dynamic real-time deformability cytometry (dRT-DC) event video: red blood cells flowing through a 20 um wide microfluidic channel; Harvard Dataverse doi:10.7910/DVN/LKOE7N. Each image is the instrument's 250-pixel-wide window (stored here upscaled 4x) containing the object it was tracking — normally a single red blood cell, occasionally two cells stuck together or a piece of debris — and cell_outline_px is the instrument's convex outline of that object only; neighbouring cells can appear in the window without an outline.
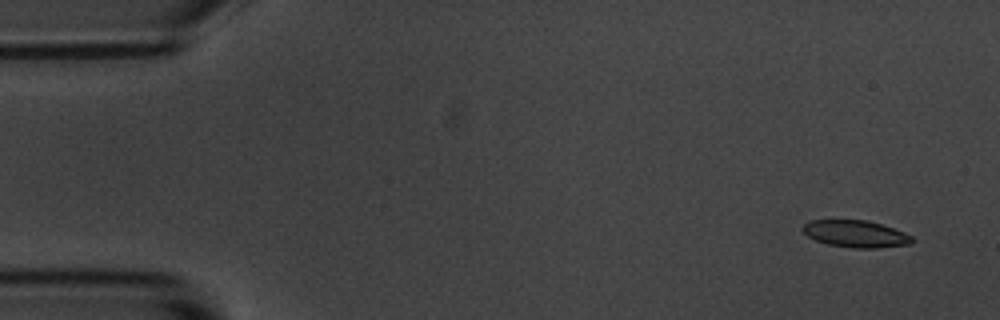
{"species": "common noctule bat (a hibernating species)", "species_latin": "Nyctalus noctula", "temperature_condition": "room temperature", "stored_images_in_passage": 7, "camera_frame_rate_fps": 3000, "um_per_image_px": 0.085, "animal": {"sex": "male", "body_mass_g": 20.1, "forearm_length_mm": 53.5}, "frame": {"image": 1, "passage_image": 1, "time_ms": 0.0, "image_size_px": [1000, 320], "cell_outline_px": [[912, 244], [876, 248], [852, 248], [828, 244], [816, 240], [808, 236], [800, 228], [804, 224], [812, 220], [868, 220], [904, 232], [912, 236]], "centroid_in_image_um": [72.72, 19.88], "position_along_channel_um": 12.3, "area_um2": 17.11}}
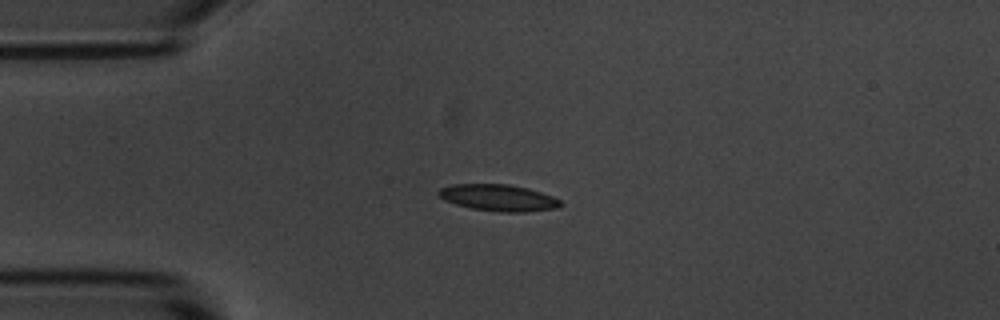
{"frame": {"image": 2, "passage_image": 4, "time_ms": 3.333, "image_size_px": [1000, 320], "cell_outline_px": [[564, 204], [556, 208], [524, 212], [500, 212], [472, 208], [456, 204], [444, 200], [436, 196], [436, 192], [440, 188], [452, 184], [508, 184], [528, 188], [552, 196], [560, 200]], "centroid_in_image_um": [42.33, 16.8], "position_along_channel_um": 42.7, "area_um2": 18.96}}
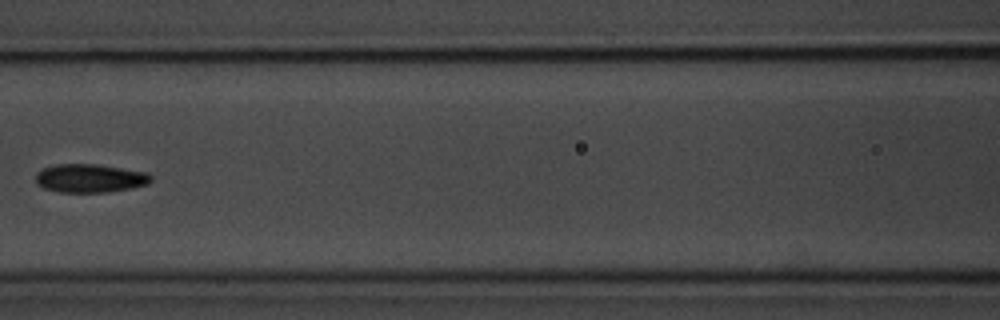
{"frame": {"image": 3, "passage_image": 7, "time_ms": 7.0, "image_size_px": [1000, 320], "cell_outline_px": [[152, 180], [148, 184], [108, 192], [60, 192], [44, 188], [36, 184], [36, 172], [40, 168], [52, 164], [96, 164], [148, 172], [152, 176]], "centroid_in_image_um": [7.61, 15.14], "position_along_channel_um": 159.0, "area_um2": 19.31}}